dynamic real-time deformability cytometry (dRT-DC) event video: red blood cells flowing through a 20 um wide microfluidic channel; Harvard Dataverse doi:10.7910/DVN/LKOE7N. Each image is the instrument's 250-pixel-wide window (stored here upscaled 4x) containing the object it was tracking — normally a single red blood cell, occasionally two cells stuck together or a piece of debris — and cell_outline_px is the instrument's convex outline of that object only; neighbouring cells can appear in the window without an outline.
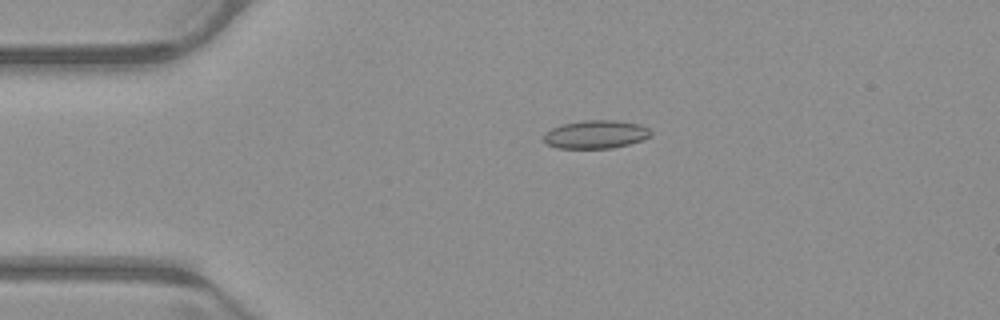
{"species": "common noctule bat (a hibernating species)", "species_latin": "Nyctalus noctula", "temperature_condition": "warm", "stored_images_in_passage": 42, "camera_frame_rate_fps": 3000, "um_per_image_px": 0.085, "animal": {"sex": "male", "body_mass_g": 23.1, "forearm_length_mm": 52.7}, "frame": {"image": 1, "passage_image": 1, "time_ms": 0.0, "image_size_px": [1000, 320], "cell_outline_px": [[652, 136], [644, 140], [612, 148], [556, 148], [548, 144], [544, 140], [544, 132], [560, 124], [584, 120], [616, 120], [640, 124], [648, 128], [652, 132]], "centroid_in_image_um": [50.66, 11.41], "position_along_channel_um": 34.3, "area_um2": 17.8}}
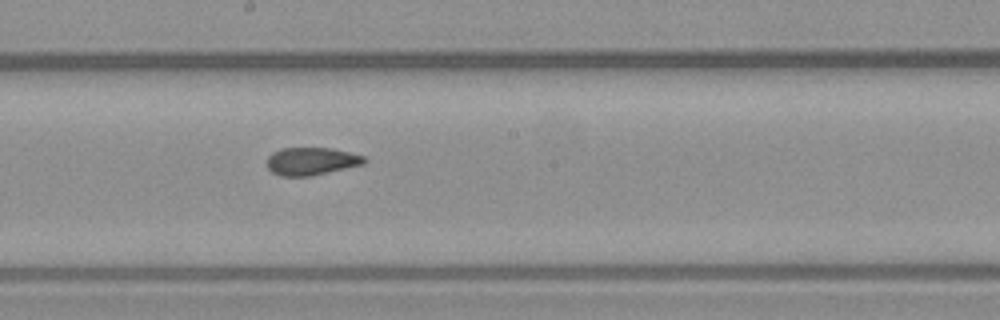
{"frame": {"image": 2, "passage_image": 18, "time_ms": 5.667, "image_size_px": [1000, 320], "cell_outline_px": [[368, 160], [364, 164], [308, 176], [280, 176], [272, 172], [268, 168], [268, 156], [272, 152], [280, 148], [332, 148], [364, 156]], "centroid_in_image_um": [26.45, 13.69], "position_along_channel_um": 221.7, "area_um2": 15.61}}
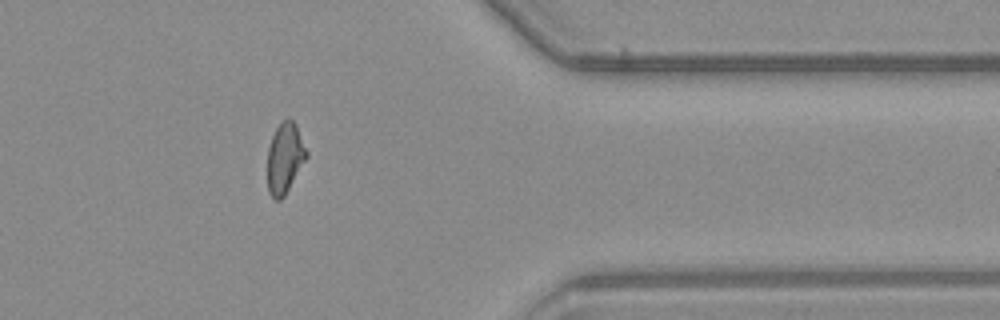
{"frame": {"image": 3, "passage_image": 32, "time_ms": 10.333, "image_size_px": [1000, 320], "cell_outline_px": [[308, 156], [284, 196], [280, 200], [276, 200], [268, 192], [268, 148], [272, 136], [276, 128], [284, 120], [292, 120], [296, 124], [308, 152]], "centroid_in_image_um": [24.22, 13.44], "position_along_channel_um": 387.2, "area_um2": 15.84}, "authors_computed_cell_mechanics": {"area_um2": 16.4152, "velocity_mm_per_s": 3.9657, "shape_relaxation_time_tau1_ms": null, "shape_relaxation_time_tau2_ms": 1.9003, "deformation_change_tau1": null, "deformation_change_tau2": 0.0804}}